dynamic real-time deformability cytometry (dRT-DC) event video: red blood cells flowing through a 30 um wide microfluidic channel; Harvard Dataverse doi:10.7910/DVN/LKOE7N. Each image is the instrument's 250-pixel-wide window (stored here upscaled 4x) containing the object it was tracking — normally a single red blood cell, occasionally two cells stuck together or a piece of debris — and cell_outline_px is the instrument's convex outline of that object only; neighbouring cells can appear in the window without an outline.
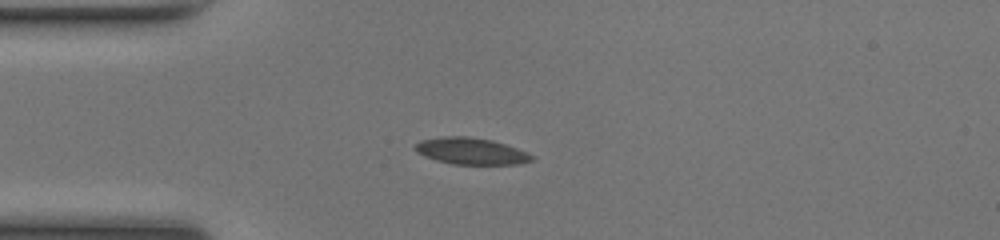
{"species": "common noctule bat (a hibernating species)", "species_latin": "Nyctalus noctula", "temperature_condition": "room temperature", "stored_images_in_passage": 38, "camera_frame_rate_fps": 3000, "um_per_image_px": 0.085, "animal": {"sex": "female", "body_mass_g": 17.0, "forearm_length_mm": 48.0}, "frame": {"image": 1, "passage_image": 1, "time_ms": 0.0, "image_size_px": [1000, 240], "cell_outline_px": [[536, 156], [532, 160], [520, 164], [452, 164], [436, 160], [424, 156], [416, 152], [412, 148], [420, 140], [444, 136], [468, 136], [492, 140], [528, 152]], "centroid_in_image_um": [40.02, 12.84], "position_along_channel_um": 45.0, "area_um2": 18.21}}
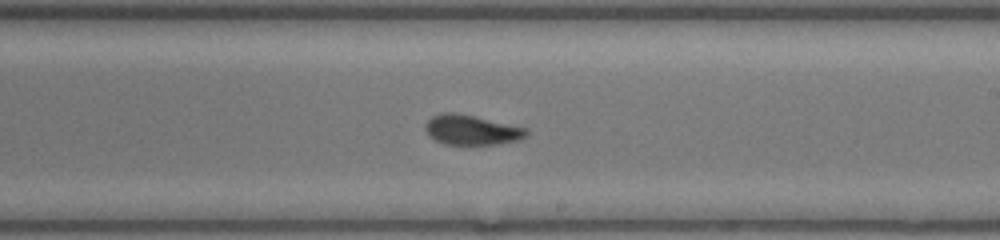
{"frame": {"image": 2, "passage_image": 17, "time_ms": 5.333, "image_size_px": [1000, 240], "cell_outline_px": [[528, 136], [520, 140], [496, 144], [444, 144], [436, 140], [424, 128], [424, 124], [432, 116], [440, 112], [456, 112], [528, 128]], "centroid_in_image_um": [40.11, 11.03], "position_along_channel_um": 248.9, "area_um2": 17.63}}
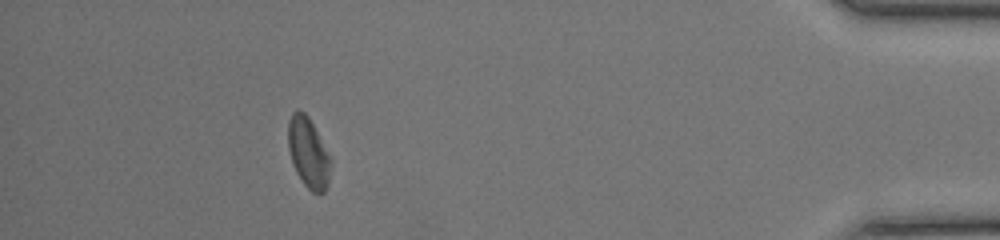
{"frame": {"image": 3, "passage_image": 33, "time_ms": 10.667, "image_size_px": [1000, 240], "cell_outline_px": [[332, 160], [328, 184], [324, 192], [312, 192], [304, 184], [296, 172], [292, 164], [288, 148], [288, 120], [292, 112], [296, 108], [304, 112], [308, 116]], "centroid_in_image_um": [26.19, 12.97], "position_along_channel_um": 409.0, "area_um2": 17.46}, "authors_computed_cell_mechanics": {"area_um2": 17.5712, "velocity_mm_per_s": 4.1408, "shape_relaxation_time_tau1_ms": 8.5667, "shape_relaxation_time_tau2_ms": 1.8766, "deformation_change_tau1": 0.1493, "deformation_change_tau2": 0.0586}}